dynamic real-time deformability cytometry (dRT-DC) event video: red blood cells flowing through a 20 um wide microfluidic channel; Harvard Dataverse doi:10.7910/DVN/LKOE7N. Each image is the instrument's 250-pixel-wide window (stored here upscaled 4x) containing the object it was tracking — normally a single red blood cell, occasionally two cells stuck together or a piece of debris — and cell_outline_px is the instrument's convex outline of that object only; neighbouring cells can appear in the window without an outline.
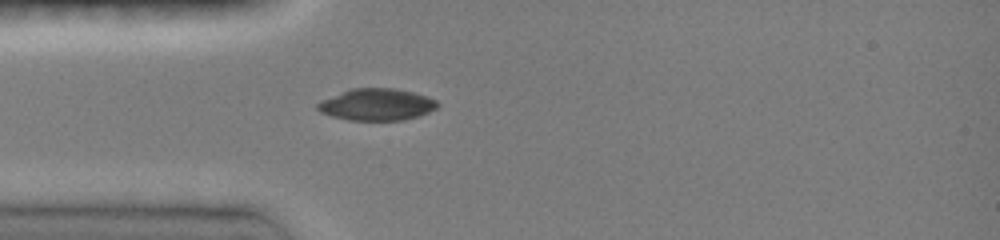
{"species": "common noctule bat (a hibernating species)", "species_latin": "Nyctalus noctula", "temperature_condition": "room temperature", "stored_images_in_passage": 25, "camera_frame_rate_fps": 3000, "um_per_image_px": 0.085, "animal": {"sex": "female", "body_mass_g": 19.0, "forearm_length_mm": 51.5}, "frame": {"image": 1, "passage_image": 8, "time_ms": 3.667, "image_size_px": [1000, 240], "cell_outline_px": [[440, 104], [436, 108], [428, 112], [404, 120], [348, 120], [332, 116], [320, 112], [316, 108], [316, 104], [320, 100], [352, 88], [396, 88], [428, 96], [436, 100]], "centroid_in_image_um": [32.01, 8.88], "position_along_channel_um": 53.0, "area_um2": 22.25}}
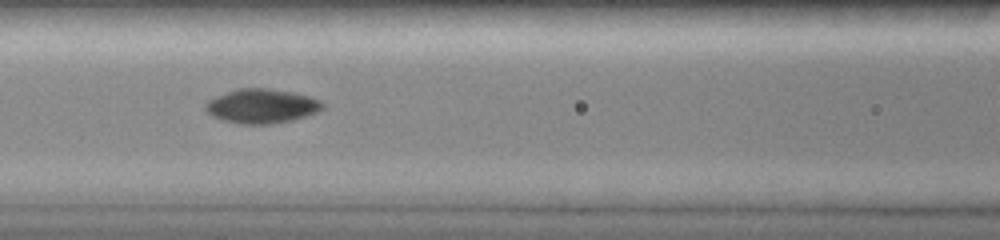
{"frame": {"image": 2, "passage_image": 15, "time_ms": 6.0, "image_size_px": [1000, 240], "cell_outline_px": [[324, 108], [316, 112], [292, 120], [272, 124], [240, 124], [224, 120], [212, 116], [204, 108], [204, 104], [208, 100], [216, 96], [236, 88], [268, 88], [296, 92], [320, 100], [324, 104]], "centroid_in_image_um": [22.23, 9.0], "position_along_channel_um": 144.4, "area_um2": 23.52}}